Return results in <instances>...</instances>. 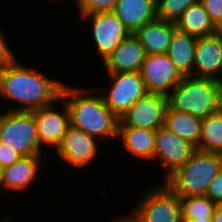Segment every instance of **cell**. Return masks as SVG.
I'll return each instance as SVG.
<instances>
[{
  "mask_svg": "<svg viewBox=\"0 0 222 222\" xmlns=\"http://www.w3.org/2000/svg\"><path fill=\"white\" fill-rule=\"evenodd\" d=\"M19 62L17 59L0 69V98L10 102V106L18 103L7 110L33 111L60 99L64 82L47 77L39 69Z\"/></svg>",
  "mask_w": 222,
  "mask_h": 222,
  "instance_id": "obj_1",
  "label": "cell"
},
{
  "mask_svg": "<svg viewBox=\"0 0 222 222\" xmlns=\"http://www.w3.org/2000/svg\"><path fill=\"white\" fill-rule=\"evenodd\" d=\"M92 88L63 85L60 98L68 108L70 125L84 130L100 142L117 140L119 119L106 106L100 92Z\"/></svg>",
  "mask_w": 222,
  "mask_h": 222,
  "instance_id": "obj_2",
  "label": "cell"
},
{
  "mask_svg": "<svg viewBox=\"0 0 222 222\" xmlns=\"http://www.w3.org/2000/svg\"><path fill=\"white\" fill-rule=\"evenodd\" d=\"M168 107L177 112L190 113L204 119L222 106L217 80L184 76L167 95Z\"/></svg>",
  "mask_w": 222,
  "mask_h": 222,
  "instance_id": "obj_3",
  "label": "cell"
},
{
  "mask_svg": "<svg viewBox=\"0 0 222 222\" xmlns=\"http://www.w3.org/2000/svg\"><path fill=\"white\" fill-rule=\"evenodd\" d=\"M222 170V154L195 150L190 160L164 181L178 197L206 196L209 184Z\"/></svg>",
  "mask_w": 222,
  "mask_h": 222,
  "instance_id": "obj_4",
  "label": "cell"
},
{
  "mask_svg": "<svg viewBox=\"0 0 222 222\" xmlns=\"http://www.w3.org/2000/svg\"><path fill=\"white\" fill-rule=\"evenodd\" d=\"M0 141L22 157L44 156L37 137V125L32 111L0 112ZM43 153V154H42Z\"/></svg>",
  "mask_w": 222,
  "mask_h": 222,
  "instance_id": "obj_5",
  "label": "cell"
},
{
  "mask_svg": "<svg viewBox=\"0 0 222 222\" xmlns=\"http://www.w3.org/2000/svg\"><path fill=\"white\" fill-rule=\"evenodd\" d=\"M131 210L143 222H182L179 197L165 184L150 185Z\"/></svg>",
  "mask_w": 222,
  "mask_h": 222,
  "instance_id": "obj_6",
  "label": "cell"
},
{
  "mask_svg": "<svg viewBox=\"0 0 222 222\" xmlns=\"http://www.w3.org/2000/svg\"><path fill=\"white\" fill-rule=\"evenodd\" d=\"M106 74L108 75V80H111L110 84H108L110 86H107V88L109 87L108 90L104 86L100 88L97 86L96 90L102 95L106 106L120 120L138 99L148 93L146 85L139 72Z\"/></svg>",
  "mask_w": 222,
  "mask_h": 222,
  "instance_id": "obj_7",
  "label": "cell"
},
{
  "mask_svg": "<svg viewBox=\"0 0 222 222\" xmlns=\"http://www.w3.org/2000/svg\"><path fill=\"white\" fill-rule=\"evenodd\" d=\"M99 140L87 134L84 130L69 126L62 142L53 154L63 162L74 167L78 171L86 169L99 157ZM86 167V168H85Z\"/></svg>",
  "mask_w": 222,
  "mask_h": 222,
  "instance_id": "obj_8",
  "label": "cell"
},
{
  "mask_svg": "<svg viewBox=\"0 0 222 222\" xmlns=\"http://www.w3.org/2000/svg\"><path fill=\"white\" fill-rule=\"evenodd\" d=\"M82 22L91 23L93 45H96L98 59L102 61L127 38L130 33L113 12H97L80 16Z\"/></svg>",
  "mask_w": 222,
  "mask_h": 222,
  "instance_id": "obj_9",
  "label": "cell"
},
{
  "mask_svg": "<svg viewBox=\"0 0 222 222\" xmlns=\"http://www.w3.org/2000/svg\"><path fill=\"white\" fill-rule=\"evenodd\" d=\"M195 150L192 144L165 126L159 127L155 133L153 162H159V165L164 168L165 175L162 180L164 181L177 168L185 165Z\"/></svg>",
  "mask_w": 222,
  "mask_h": 222,
  "instance_id": "obj_10",
  "label": "cell"
},
{
  "mask_svg": "<svg viewBox=\"0 0 222 222\" xmlns=\"http://www.w3.org/2000/svg\"><path fill=\"white\" fill-rule=\"evenodd\" d=\"M139 73L148 93L164 96L184 78L167 54L146 55Z\"/></svg>",
  "mask_w": 222,
  "mask_h": 222,
  "instance_id": "obj_11",
  "label": "cell"
},
{
  "mask_svg": "<svg viewBox=\"0 0 222 222\" xmlns=\"http://www.w3.org/2000/svg\"><path fill=\"white\" fill-rule=\"evenodd\" d=\"M56 104L61 105V110H56ZM32 112L35 117L37 137L41 148L45 150L44 146L45 148L47 146L55 148L56 151L70 126L69 111L65 102L60 98L57 103L55 102L52 105L35 109Z\"/></svg>",
  "mask_w": 222,
  "mask_h": 222,
  "instance_id": "obj_12",
  "label": "cell"
},
{
  "mask_svg": "<svg viewBox=\"0 0 222 222\" xmlns=\"http://www.w3.org/2000/svg\"><path fill=\"white\" fill-rule=\"evenodd\" d=\"M167 96L147 93L138 99L119 120L118 126L157 130L164 126Z\"/></svg>",
  "mask_w": 222,
  "mask_h": 222,
  "instance_id": "obj_13",
  "label": "cell"
},
{
  "mask_svg": "<svg viewBox=\"0 0 222 222\" xmlns=\"http://www.w3.org/2000/svg\"><path fill=\"white\" fill-rule=\"evenodd\" d=\"M43 156H26L2 169L0 191L22 192L32 187L45 165ZM41 168V169H40Z\"/></svg>",
  "mask_w": 222,
  "mask_h": 222,
  "instance_id": "obj_14",
  "label": "cell"
},
{
  "mask_svg": "<svg viewBox=\"0 0 222 222\" xmlns=\"http://www.w3.org/2000/svg\"><path fill=\"white\" fill-rule=\"evenodd\" d=\"M145 57L143 45L130 34L99 65L105 73L139 72Z\"/></svg>",
  "mask_w": 222,
  "mask_h": 222,
  "instance_id": "obj_15",
  "label": "cell"
},
{
  "mask_svg": "<svg viewBox=\"0 0 222 222\" xmlns=\"http://www.w3.org/2000/svg\"><path fill=\"white\" fill-rule=\"evenodd\" d=\"M222 72V41L217 33L197 38L193 77L217 80ZM196 73V74H195Z\"/></svg>",
  "mask_w": 222,
  "mask_h": 222,
  "instance_id": "obj_16",
  "label": "cell"
},
{
  "mask_svg": "<svg viewBox=\"0 0 222 222\" xmlns=\"http://www.w3.org/2000/svg\"><path fill=\"white\" fill-rule=\"evenodd\" d=\"M130 34L157 19L156 0H118L112 11Z\"/></svg>",
  "mask_w": 222,
  "mask_h": 222,
  "instance_id": "obj_17",
  "label": "cell"
},
{
  "mask_svg": "<svg viewBox=\"0 0 222 222\" xmlns=\"http://www.w3.org/2000/svg\"><path fill=\"white\" fill-rule=\"evenodd\" d=\"M156 130L135 128L131 126H118L117 139L121 141L122 153L131 158H138L145 162L154 158ZM147 160V161H146Z\"/></svg>",
  "mask_w": 222,
  "mask_h": 222,
  "instance_id": "obj_18",
  "label": "cell"
},
{
  "mask_svg": "<svg viewBox=\"0 0 222 222\" xmlns=\"http://www.w3.org/2000/svg\"><path fill=\"white\" fill-rule=\"evenodd\" d=\"M175 30V23L157 18L139 28L134 35L143 45L146 55L166 54Z\"/></svg>",
  "mask_w": 222,
  "mask_h": 222,
  "instance_id": "obj_19",
  "label": "cell"
},
{
  "mask_svg": "<svg viewBox=\"0 0 222 222\" xmlns=\"http://www.w3.org/2000/svg\"><path fill=\"white\" fill-rule=\"evenodd\" d=\"M196 43L197 38L190 34L173 32L166 54L183 76H193Z\"/></svg>",
  "mask_w": 222,
  "mask_h": 222,
  "instance_id": "obj_20",
  "label": "cell"
},
{
  "mask_svg": "<svg viewBox=\"0 0 222 222\" xmlns=\"http://www.w3.org/2000/svg\"><path fill=\"white\" fill-rule=\"evenodd\" d=\"M175 25L178 31L196 38L210 36L217 31V27L211 21L200 1L188 7L175 22Z\"/></svg>",
  "mask_w": 222,
  "mask_h": 222,
  "instance_id": "obj_21",
  "label": "cell"
},
{
  "mask_svg": "<svg viewBox=\"0 0 222 222\" xmlns=\"http://www.w3.org/2000/svg\"><path fill=\"white\" fill-rule=\"evenodd\" d=\"M201 121L202 119L190 113L173 111L167 107L164 126L197 148L200 140Z\"/></svg>",
  "mask_w": 222,
  "mask_h": 222,
  "instance_id": "obj_22",
  "label": "cell"
},
{
  "mask_svg": "<svg viewBox=\"0 0 222 222\" xmlns=\"http://www.w3.org/2000/svg\"><path fill=\"white\" fill-rule=\"evenodd\" d=\"M196 149L222 154V109L202 119L200 140Z\"/></svg>",
  "mask_w": 222,
  "mask_h": 222,
  "instance_id": "obj_23",
  "label": "cell"
},
{
  "mask_svg": "<svg viewBox=\"0 0 222 222\" xmlns=\"http://www.w3.org/2000/svg\"><path fill=\"white\" fill-rule=\"evenodd\" d=\"M182 220L212 218L216 203L208 196L179 197Z\"/></svg>",
  "mask_w": 222,
  "mask_h": 222,
  "instance_id": "obj_24",
  "label": "cell"
},
{
  "mask_svg": "<svg viewBox=\"0 0 222 222\" xmlns=\"http://www.w3.org/2000/svg\"><path fill=\"white\" fill-rule=\"evenodd\" d=\"M200 0H156L157 18L175 23L182 13Z\"/></svg>",
  "mask_w": 222,
  "mask_h": 222,
  "instance_id": "obj_25",
  "label": "cell"
},
{
  "mask_svg": "<svg viewBox=\"0 0 222 222\" xmlns=\"http://www.w3.org/2000/svg\"><path fill=\"white\" fill-rule=\"evenodd\" d=\"M118 0H75L77 14L87 16L97 12H112Z\"/></svg>",
  "mask_w": 222,
  "mask_h": 222,
  "instance_id": "obj_26",
  "label": "cell"
},
{
  "mask_svg": "<svg viewBox=\"0 0 222 222\" xmlns=\"http://www.w3.org/2000/svg\"><path fill=\"white\" fill-rule=\"evenodd\" d=\"M17 60V55L13 53L10 44L5 39L4 31L0 27V69L14 63Z\"/></svg>",
  "mask_w": 222,
  "mask_h": 222,
  "instance_id": "obj_27",
  "label": "cell"
},
{
  "mask_svg": "<svg viewBox=\"0 0 222 222\" xmlns=\"http://www.w3.org/2000/svg\"><path fill=\"white\" fill-rule=\"evenodd\" d=\"M216 27L222 25V0H200Z\"/></svg>",
  "mask_w": 222,
  "mask_h": 222,
  "instance_id": "obj_28",
  "label": "cell"
},
{
  "mask_svg": "<svg viewBox=\"0 0 222 222\" xmlns=\"http://www.w3.org/2000/svg\"><path fill=\"white\" fill-rule=\"evenodd\" d=\"M20 158H22L20 154H18L4 142L0 141V167L2 169L7 166H11Z\"/></svg>",
  "mask_w": 222,
  "mask_h": 222,
  "instance_id": "obj_29",
  "label": "cell"
},
{
  "mask_svg": "<svg viewBox=\"0 0 222 222\" xmlns=\"http://www.w3.org/2000/svg\"><path fill=\"white\" fill-rule=\"evenodd\" d=\"M206 196H208L216 204H222V170L209 184Z\"/></svg>",
  "mask_w": 222,
  "mask_h": 222,
  "instance_id": "obj_30",
  "label": "cell"
},
{
  "mask_svg": "<svg viewBox=\"0 0 222 222\" xmlns=\"http://www.w3.org/2000/svg\"><path fill=\"white\" fill-rule=\"evenodd\" d=\"M107 222H143L141 218H139L132 210H129V213L125 214L124 216H120L117 219H111V221Z\"/></svg>",
  "mask_w": 222,
  "mask_h": 222,
  "instance_id": "obj_31",
  "label": "cell"
},
{
  "mask_svg": "<svg viewBox=\"0 0 222 222\" xmlns=\"http://www.w3.org/2000/svg\"><path fill=\"white\" fill-rule=\"evenodd\" d=\"M212 222H222V204H217L212 216Z\"/></svg>",
  "mask_w": 222,
  "mask_h": 222,
  "instance_id": "obj_32",
  "label": "cell"
},
{
  "mask_svg": "<svg viewBox=\"0 0 222 222\" xmlns=\"http://www.w3.org/2000/svg\"><path fill=\"white\" fill-rule=\"evenodd\" d=\"M182 222H212V218L195 219V220H182Z\"/></svg>",
  "mask_w": 222,
  "mask_h": 222,
  "instance_id": "obj_33",
  "label": "cell"
},
{
  "mask_svg": "<svg viewBox=\"0 0 222 222\" xmlns=\"http://www.w3.org/2000/svg\"><path fill=\"white\" fill-rule=\"evenodd\" d=\"M217 84H218V88L220 90V94H221V97H222V72H221L220 76L217 79Z\"/></svg>",
  "mask_w": 222,
  "mask_h": 222,
  "instance_id": "obj_34",
  "label": "cell"
},
{
  "mask_svg": "<svg viewBox=\"0 0 222 222\" xmlns=\"http://www.w3.org/2000/svg\"><path fill=\"white\" fill-rule=\"evenodd\" d=\"M216 33L219 35V37L221 38V41H222V25L217 27Z\"/></svg>",
  "mask_w": 222,
  "mask_h": 222,
  "instance_id": "obj_35",
  "label": "cell"
},
{
  "mask_svg": "<svg viewBox=\"0 0 222 222\" xmlns=\"http://www.w3.org/2000/svg\"><path fill=\"white\" fill-rule=\"evenodd\" d=\"M3 220H1V222H12V220L10 221V219L8 217L6 218H2Z\"/></svg>",
  "mask_w": 222,
  "mask_h": 222,
  "instance_id": "obj_36",
  "label": "cell"
},
{
  "mask_svg": "<svg viewBox=\"0 0 222 222\" xmlns=\"http://www.w3.org/2000/svg\"><path fill=\"white\" fill-rule=\"evenodd\" d=\"M59 1V3L58 4H60L61 3V0H49L48 2H53V3H57ZM70 1V0H69ZM75 1V0H74Z\"/></svg>",
  "mask_w": 222,
  "mask_h": 222,
  "instance_id": "obj_37",
  "label": "cell"
},
{
  "mask_svg": "<svg viewBox=\"0 0 222 222\" xmlns=\"http://www.w3.org/2000/svg\"><path fill=\"white\" fill-rule=\"evenodd\" d=\"M1 179H2V168L0 167V184H1Z\"/></svg>",
  "mask_w": 222,
  "mask_h": 222,
  "instance_id": "obj_38",
  "label": "cell"
}]
</instances>
